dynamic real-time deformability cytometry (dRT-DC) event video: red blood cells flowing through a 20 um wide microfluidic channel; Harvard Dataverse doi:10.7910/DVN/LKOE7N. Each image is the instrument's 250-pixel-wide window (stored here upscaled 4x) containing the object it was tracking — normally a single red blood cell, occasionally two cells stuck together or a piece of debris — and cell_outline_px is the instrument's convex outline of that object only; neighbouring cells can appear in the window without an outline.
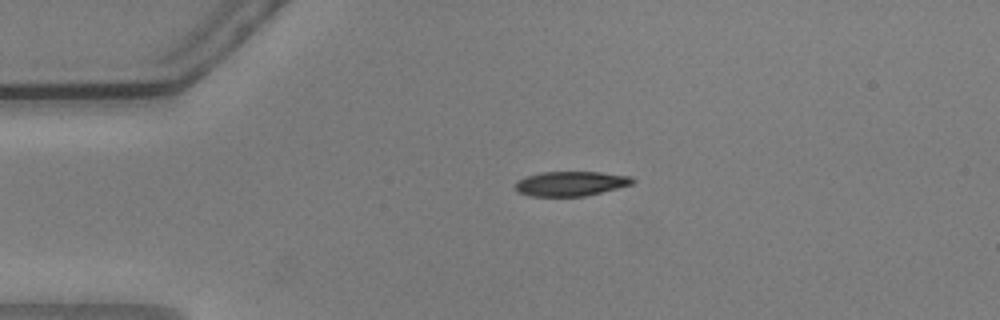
{"species": "common noctule bat (a hibernating species)", "species_latin": "Nyctalus noctula", "temperature_condition": "warm", "stored_images_in_passage": 44, "camera_frame_rate_fps": 3000, "um_per_image_px": 0.085, "animal": {"sex": "male", "body_mass_g": 20.5, "forearm_length_mm": 52.5}, "frame": {"image": 1, "passage_image": 1, "time_ms": 0.0, "image_size_px": [1000, 320], "cell_outline_px": [[636, 180], [632, 184], [584, 196], [532, 196], [516, 192], [516, 184], [520, 180], [528, 176], [540, 172], [600, 172], [632, 176]], "centroid_in_image_um": [48.54, 15.6], "position_along_channel_um": 36.5, "area_um2": 16.65}}
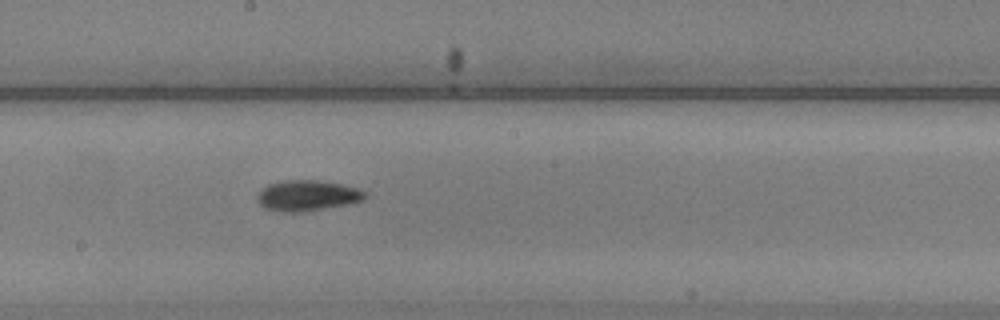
{"frame": {"image": 2, "passage_image": 19, "time_ms": 6.0, "image_size_px": [1000, 320], "cell_outline_px": [[368, 196], [364, 200], [352, 204], [304, 212], [280, 212], [264, 208], [256, 200], [256, 196], [260, 188], [268, 184], [284, 180], [316, 180], [344, 184], [368, 192]], "centroid_in_image_um": [26.14, 16.63], "position_along_channel_um": 222.1, "area_um2": 19.83}}
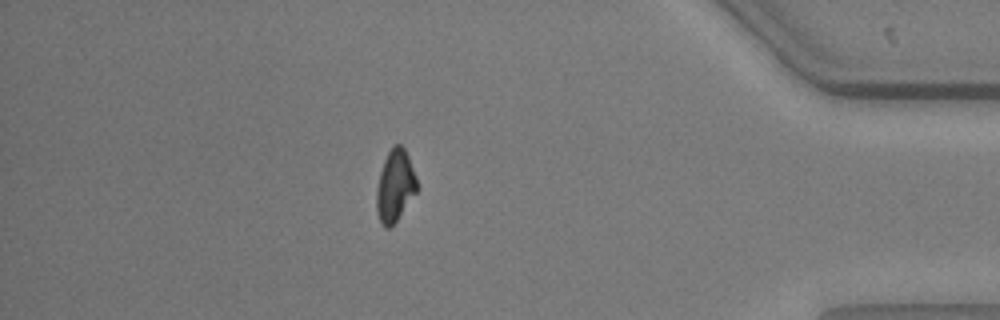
{"frame": {"image": 3, "passage_image": 37, "time_ms": 12.0, "image_size_px": [1000, 320], "cell_outline_px": [[416, 192], [396, 220], [388, 228], [384, 228], [376, 212], [376, 188], [380, 172], [384, 160], [392, 144], [400, 144], [404, 148], [408, 156], [416, 176]], "centroid_in_image_um": [33.55, 15.76], "position_along_channel_um": 401.6, "area_um2": 16.7}, "authors_computed_cell_mechanics": {"area_um2": 17.8024, "velocity_mm_per_s": 3.6599, "shape_relaxation_time_tau1_ms": 4.7233, "shape_relaxation_time_tau2_ms": null, "deformation_change_tau1": 0.1737, "deformation_change_tau2": null}}